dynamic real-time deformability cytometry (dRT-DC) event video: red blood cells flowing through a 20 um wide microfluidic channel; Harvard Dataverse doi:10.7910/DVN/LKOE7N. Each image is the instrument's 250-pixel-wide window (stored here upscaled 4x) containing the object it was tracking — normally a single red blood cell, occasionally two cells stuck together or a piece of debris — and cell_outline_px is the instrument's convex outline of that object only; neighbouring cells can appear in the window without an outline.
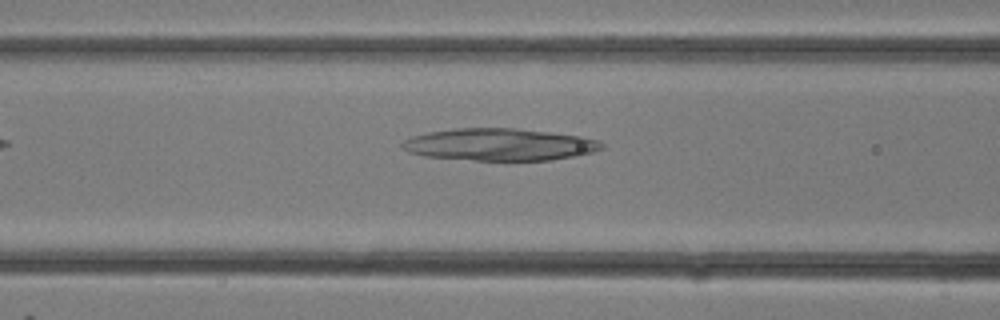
{"species": "common noctule bat (a hibernating species)", "species_latin": "Nyctalus noctula", "temperature_condition": "room temperature", "stored_images_in_passage": 22, "camera_frame_rate_fps": 3000, "um_per_image_px": 0.085, "animal": {"sex": "female"}, "frame": {"image": 1, "passage_image": 4, "time_ms": 1.0, "image_size_px": [1000, 320], "cell_outline_px": [[604, 148], [592, 152], [576, 156], [552, 160], [476, 160], [424, 156], [408, 152], [400, 144], [404, 140], [412, 136], [428, 132], [452, 128], [516, 128], [580, 136], [600, 140], [604, 144]], "centroid_in_image_um": [42.47, 12.28], "position_along_channel_um": 124.1, "area_um2": 37.4}}
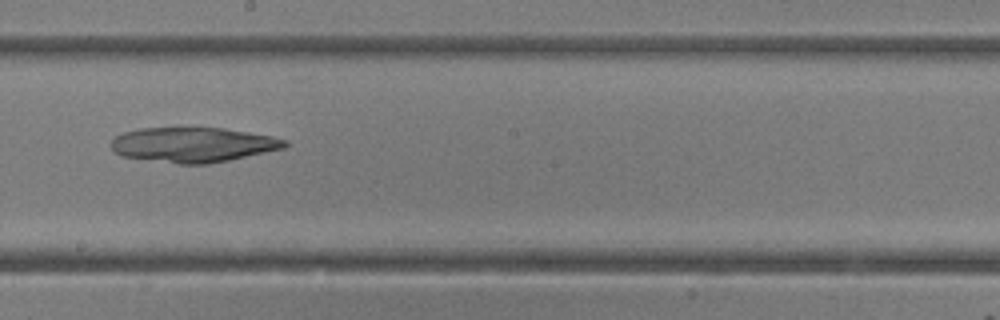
{"frame": {"image": 2, "passage_image": 9, "time_ms": 2.667, "image_size_px": [1000, 320], "cell_outline_px": [[288, 144], [284, 148], [228, 160], [208, 164], [180, 164], [120, 156], [112, 148], [112, 140], [116, 136], [124, 132], [140, 128], [180, 124], [224, 128], [272, 136], [288, 140]], "centroid_in_image_um": [16.39, 12.25], "position_along_channel_um": 231.8, "area_um2": 36.3}}
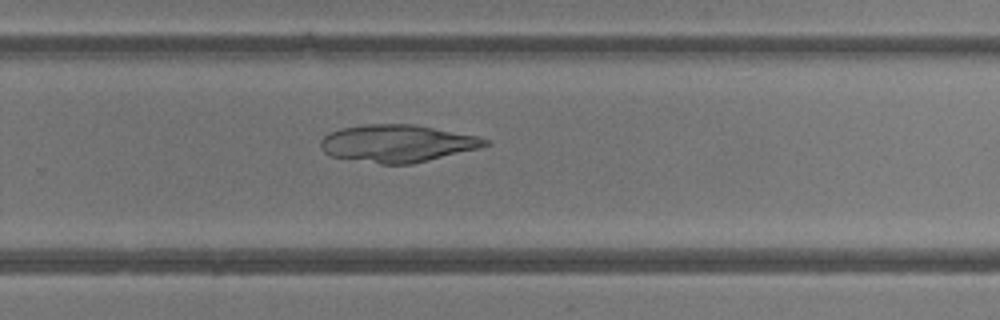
{"frame": {"image": 3, "passage_image": 12, "time_ms": 3.667, "image_size_px": [1000, 320], "cell_outline_px": [[488, 144], [480, 148], [412, 164], [380, 164], [332, 156], [324, 152], [320, 148], [320, 140], [328, 132], [340, 128], [364, 124], [412, 124], [476, 136], [488, 140]], "centroid_in_image_um": [33.72, 12.19], "position_along_channel_um": 296.1, "area_um2": 35.66}}